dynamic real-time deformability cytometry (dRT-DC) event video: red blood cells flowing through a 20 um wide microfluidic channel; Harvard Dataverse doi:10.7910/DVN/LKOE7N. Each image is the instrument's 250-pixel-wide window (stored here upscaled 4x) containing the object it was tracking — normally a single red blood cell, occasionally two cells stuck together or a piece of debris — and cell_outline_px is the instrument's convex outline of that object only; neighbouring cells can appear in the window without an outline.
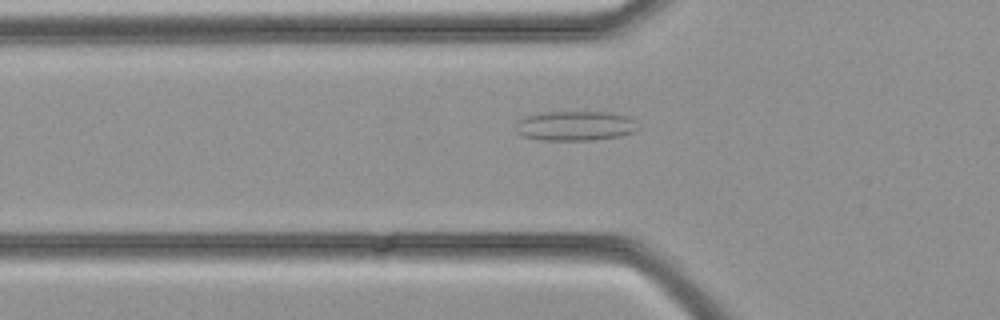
{"species": "common noctule bat (a hibernating species)", "species_latin": "Nyctalus noctula", "temperature_condition": "cold", "stored_images_in_passage": 32, "camera_frame_rate_fps": 3000, "um_per_image_px": 0.085, "animal": {"sex": "female", "body_mass_g": 21.9}, "frame": {"image": 1, "passage_image": 8, "time_ms": 2.333, "image_size_px": [1000, 320], "cell_outline_px": [[640, 128], [632, 132], [620, 136], [592, 140], [540, 140], [524, 136], [516, 132], [516, 120], [524, 116], [540, 112], [608, 112], [628, 116], [636, 120]], "centroid_in_image_um": [48.89, 10.69], "position_along_channel_um": 76.9, "area_um2": 21.44}}
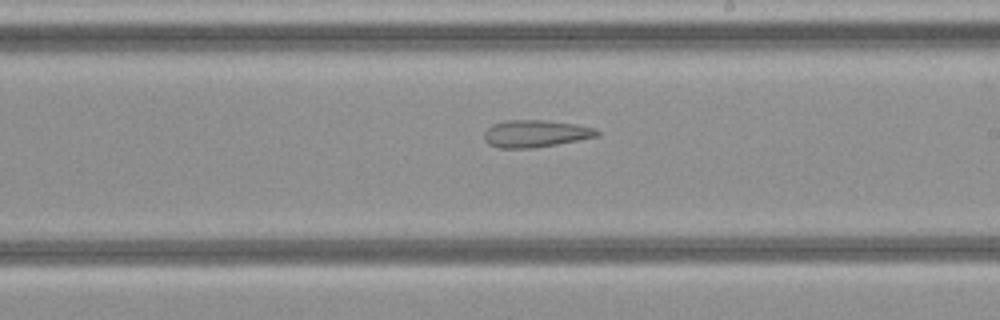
{"frame": {"image": 2, "passage_image": 17, "time_ms": 5.333, "image_size_px": [1000, 320], "cell_outline_px": [[600, 136], [556, 144], [532, 148], [500, 148], [488, 144], [484, 140], [484, 132], [492, 124], [504, 120], [544, 120], [576, 124], [592, 128], [600, 132]], "centroid_in_image_um": [45.48, 11.35], "position_along_channel_um": 243.5, "area_um2": 17.86}}
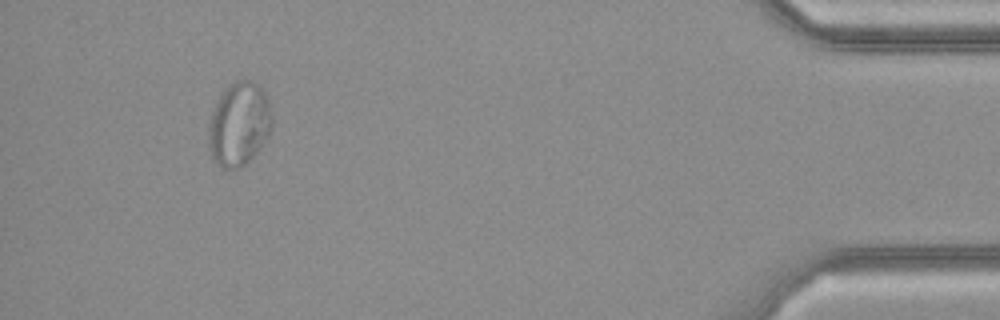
{"frame": {"image": 3, "passage_image": 30, "time_ms": 9.667, "image_size_px": [1000, 320], "cell_outline_px": [[272, 124], [268, 136], [260, 148], [244, 164], [236, 168], [220, 168], [212, 160], [208, 140], [208, 128], [212, 112], [224, 88], [236, 80], [252, 80], [268, 96], [272, 112]], "centroid_in_image_um": [20.32, 10.54], "position_along_channel_um": 414.9, "area_um2": 30.98}}